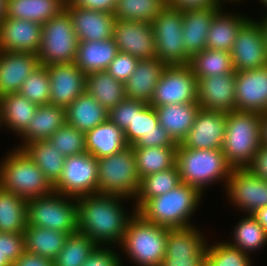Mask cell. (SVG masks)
I'll list each match as a JSON object with an SVG mask.
<instances>
[{"label": "cell", "mask_w": 267, "mask_h": 266, "mask_svg": "<svg viewBox=\"0 0 267 266\" xmlns=\"http://www.w3.org/2000/svg\"><path fill=\"white\" fill-rule=\"evenodd\" d=\"M124 199L129 200L100 193L78 197V232L87 235L96 245L120 244L129 220L137 212L131 208L132 212L127 214L121 205Z\"/></svg>", "instance_id": "1"}, {"label": "cell", "mask_w": 267, "mask_h": 266, "mask_svg": "<svg viewBox=\"0 0 267 266\" xmlns=\"http://www.w3.org/2000/svg\"><path fill=\"white\" fill-rule=\"evenodd\" d=\"M202 197L197 188L181 182L173 190L149 199L137 213L146 221L165 228L190 227L193 226L190 219L201 204Z\"/></svg>", "instance_id": "2"}, {"label": "cell", "mask_w": 267, "mask_h": 266, "mask_svg": "<svg viewBox=\"0 0 267 266\" xmlns=\"http://www.w3.org/2000/svg\"><path fill=\"white\" fill-rule=\"evenodd\" d=\"M262 114L233 110L227 113L222 151L233 168H248L261 147Z\"/></svg>", "instance_id": "3"}, {"label": "cell", "mask_w": 267, "mask_h": 266, "mask_svg": "<svg viewBox=\"0 0 267 266\" xmlns=\"http://www.w3.org/2000/svg\"><path fill=\"white\" fill-rule=\"evenodd\" d=\"M176 165L181 182L197 188L202 194L215 181H222L225 188L233 169L222 149H190L180 143L176 149Z\"/></svg>", "instance_id": "4"}, {"label": "cell", "mask_w": 267, "mask_h": 266, "mask_svg": "<svg viewBox=\"0 0 267 266\" xmlns=\"http://www.w3.org/2000/svg\"><path fill=\"white\" fill-rule=\"evenodd\" d=\"M168 230L146 221L136 212L118 246L136 266H160L165 257Z\"/></svg>", "instance_id": "5"}, {"label": "cell", "mask_w": 267, "mask_h": 266, "mask_svg": "<svg viewBox=\"0 0 267 266\" xmlns=\"http://www.w3.org/2000/svg\"><path fill=\"white\" fill-rule=\"evenodd\" d=\"M0 162V188L29 200L54 189L41 169L22 150L15 148Z\"/></svg>", "instance_id": "6"}, {"label": "cell", "mask_w": 267, "mask_h": 266, "mask_svg": "<svg viewBox=\"0 0 267 266\" xmlns=\"http://www.w3.org/2000/svg\"><path fill=\"white\" fill-rule=\"evenodd\" d=\"M97 193L121 196L134 200L139 192L140 178L132 146L110 156L97 159Z\"/></svg>", "instance_id": "7"}, {"label": "cell", "mask_w": 267, "mask_h": 266, "mask_svg": "<svg viewBox=\"0 0 267 266\" xmlns=\"http://www.w3.org/2000/svg\"><path fill=\"white\" fill-rule=\"evenodd\" d=\"M27 225L69 234L78 232L77 198L53 191L27 200Z\"/></svg>", "instance_id": "8"}, {"label": "cell", "mask_w": 267, "mask_h": 266, "mask_svg": "<svg viewBox=\"0 0 267 266\" xmlns=\"http://www.w3.org/2000/svg\"><path fill=\"white\" fill-rule=\"evenodd\" d=\"M41 36L40 65L74 63L79 41L65 9L42 25Z\"/></svg>", "instance_id": "9"}, {"label": "cell", "mask_w": 267, "mask_h": 266, "mask_svg": "<svg viewBox=\"0 0 267 266\" xmlns=\"http://www.w3.org/2000/svg\"><path fill=\"white\" fill-rule=\"evenodd\" d=\"M156 44V58L166 66L188 65L191 55L186 51L182 12L165 6L151 23Z\"/></svg>", "instance_id": "10"}, {"label": "cell", "mask_w": 267, "mask_h": 266, "mask_svg": "<svg viewBox=\"0 0 267 266\" xmlns=\"http://www.w3.org/2000/svg\"><path fill=\"white\" fill-rule=\"evenodd\" d=\"M97 170V158L88 152L65 157L61 177L53 189L73 198L97 193Z\"/></svg>", "instance_id": "11"}, {"label": "cell", "mask_w": 267, "mask_h": 266, "mask_svg": "<svg viewBox=\"0 0 267 266\" xmlns=\"http://www.w3.org/2000/svg\"><path fill=\"white\" fill-rule=\"evenodd\" d=\"M196 226L169 229L160 266H205L207 240Z\"/></svg>", "instance_id": "12"}, {"label": "cell", "mask_w": 267, "mask_h": 266, "mask_svg": "<svg viewBox=\"0 0 267 266\" xmlns=\"http://www.w3.org/2000/svg\"><path fill=\"white\" fill-rule=\"evenodd\" d=\"M194 102H198L197 79L191 67L189 65L166 66L149 104L152 107H161Z\"/></svg>", "instance_id": "13"}, {"label": "cell", "mask_w": 267, "mask_h": 266, "mask_svg": "<svg viewBox=\"0 0 267 266\" xmlns=\"http://www.w3.org/2000/svg\"><path fill=\"white\" fill-rule=\"evenodd\" d=\"M225 187L231 205L244 214L252 215L267 206V180L249 168H233Z\"/></svg>", "instance_id": "14"}, {"label": "cell", "mask_w": 267, "mask_h": 266, "mask_svg": "<svg viewBox=\"0 0 267 266\" xmlns=\"http://www.w3.org/2000/svg\"><path fill=\"white\" fill-rule=\"evenodd\" d=\"M124 136L132 148L178 146L159 124L155 108L139 100H134V119L124 130Z\"/></svg>", "instance_id": "15"}, {"label": "cell", "mask_w": 267, "mask_h": 266, "mask_svg": "<svg viewBox=\"0 0 267 266\" xmlns=\"http://www.w3.org/2000/svg\"><path fill=\"white\" fill-rule=\"evenodd\" d=\"M230 54L235 72L267 66V49L259 20L249 18L241 26Z\"/></svg>", "instance_id": "16"}, {"label": "cell", "mask_w": 267, "mask_h": 266, "mask_svg": "<svg viewBox=\"0 0 267 266\" xmlns=\"http://www.w3.org/2000/svg\"><path fill=\"white\" fill-rule=\"evenodd\" d=\"M113 39L118 52L130 54L138 59L156 58V44L149 22L116 19Z\"/></svg>", "instance_id": "17"}, {"label": "cell", "mask_w": 267, "mask_h": 266, "mask_svg": "<svg viewBox=\"0 0 267 266\" xmlns=\"http://www.w3.org/2000/svg\"><path fill=\"white\" fill-rule=\"evenodd\" d=\"M50 81V104L66 109L86 92V74L75 63L46 66Z\"/></svg>", "instance_id": "18"}, {"label": "cell", "mask_w": 267, "mask_h": 266, "mask_svg": "<svg viewBox=\"0 0 267 266\" xmlns=\"http://www.w3.org/2000/svg\"><path fill=\"white\" fill-rule=\"evenodd\" d=\"M236 72L197 80V99L202 110L230 113L236 110Z\"/></svg>", "instance_id": "19"}, {"label": "cell", "mask_w": 267, "mask_h": 266, "mask_svg": "<svg viewBox=\"0 0 267 266\" xmlns=\"http://www.w3.org/2000/svg\"><path fill=\"white\" fill-rule=\"evenodd\" d=\"M227 113L200 109L191 130L180 143L190 149H222Z\"/></svg>", "instance_id": "20"}, {"label": "cell", "mask_w": 267, "mask_h": 266, "mask_svg": "<svg viewBox=\"0 0 267 266\" xmlns=\"http://www.w3.org/2000/svg\"><path fill=\"white\" fill-rule=\"evenodd\" d=\"M78 41H102L113 38L116 20L113 13L101 12L73 5L69 0L65 4Z\"/></svg>", "instance_id": "21"}, {"label": "cell", "mask_w": 267, "mask_h": 266, "mask_svg": "<svg viewBox=\"0 0 267 266\" xmlns=\"http://www.w3.org/2000/svg\"><path fill=\"white\" fill-rule=\"evenodd\" d=\"M42 25L29 20L5 17L0 22V51L38 54Z\"/></svg>", "instance_id": "22"}, {"label": "cell", "mask_w": 267, "mask_h": 266, "mask_svg": "<svg viewBox=\"0 0 267 266\" xmlns=\"http://www.w3.org/2000/svg\"><path fill=\"white\" fill-rule=\"evenodd\" d=\"M236 110L267 112V66L236 71Z\"/></svg>", "instance_id": "23"}, {"label": "cell", "mask_w": 267, "mask_h": 266, "mask_svg": "<svg viewBox=\"0 0 267 266\" xmlns=\"http://www.w3.org/2000/svg\"><path fill=\"white\" fill-rule=\"evenodd\" d=\"M39 65L36 54L0 51V97L18 93L24 80Z\"/></svg>", "instance_id": "24"}, {"label": "cell", "mask_w": 267, "mask_h": 266, "mask_svg": "<svg viewBox=\"0 0 267 266\" xmlns=\"http://www.w3.org/2000/svg\"><path fill=\"white\" fill-rule=\"evenodd\" d=\"M165 67L157 58L139 59L136 69L124 83L125 97L149 104Z\"/></svg>", "instance_id": "25"}, {"label": "cell", "mask_w": 267, "mask_h": 266, "mask_svg": "<svg viewBox=\"0 0 267 266\" xmlns=\"http://www.w3.org/2000/svg\"><path fill=\"white\" fill-rule=\"evenodd\" d=\"M224 6L182 12L183 41L186 51L192 56L207 48L206 38L214 15Z\"/></svg>", "instance_id": "26"}, {"label": "cell", "mask_w": 267, "mask_h": 266, "mask_svg": "<svg viewBox=\"0 0 267 266\" xmlns=\"http://www.w3.org/2000/svg\"><path fill=\"white\" fill-rule=\"evenodd\" d=\"M154 108L159 124L177 144L181 143L191 130L196 115L201 109L198 102L170 104Z\"/></svg>", "instance_id": "27"}, {"label": "cell", "mask_w": 267, "mask_h": 266, "mask_svg": "<svg viewBox=\"0 0 267 266\" xmlns=\"http://www.w3.org/2000/svg\"><path fill=\"white\" fill-rule=\"evenodd\" d=\"M66 123V109L54 104L39 105L26 130L19 136L22 149L26 144L37 140H47Z\"/></svg>", "instance_id": "28"}, {"label": "cell", "mask_w": 267, "mask_h": 266, "mask_svg": "<svg viewBox=\"0 0 267 266\" xmlns=\"http://www.w3.org/2000/svg\"><path fill=\"white\" fill-rule=\"evenodd\" d=\"M38 106L19 93L0 97V127L5 126L19 136L26 130Z\"/></svg>", "instance_id": "29"}, {"label": "cell", "mask_w": 267, "mask_h": 266, "mask_svg": "<svg viewBox=\"0 0 267 266\" xmlns=\"http://www.w3.org/2000/svg\"><path fill=\"white\" fill-rule=\"evenodd\" d=\"M223 9L225 8H221L211 21L206 45L210 49L231 52L238 30L250 17L241 13H226Z\"/></svg>", "instance_id": "30"}, {"label": "cell", "mask_w": 267, "mask_h": 266, "mask_svg": "<svg viewBox=\"0 0 267 266\" xmlns=\"http://www.w3.org/2000/svg\"><path fill=\"white\" fill-rule=\"evenodd\" d=\"M86 152L95 158L116 154L129 146L124 131L109 119L85 133Z\"/></svg>", "instance_id": "31"}, {"label": "cell", "mask_w": 267, "mask_h": 266, "mask_svg": "<svg viewBox=\"0 0 267 266\" xmlns=\"http://www.w3.org/2000/svg\"><path fill=\"white\" fill-rule=\"evenodd\" d=\"M118 53L113 38L102 41H79L74 63L87 75L107 70Z\"/></svg>", "instance_id": "32"}, {"label": "cell", "mask_w": 267, "mask_h": 266, "mask_svg": "<svg viewBox=\"0 0 267 266\" xmlns=\"http://www.w3.org/2000/svg\"><path fill=\"white\" fill-rule=\"evenodd\" d=\"M108 112L87 92L66 108V123L84 133L108 120Z\"/></svg>", "instance_id": "33"}, {"label": "cell", "mask_w": 267, "mask_h": 266, "mask_svg": "<svg viewBox=\"0 0 267 266\" xmlns=\"http://www.w3.org/2000/svg\"><path fill=\"white\" fill-rule=\"evenodd\" d=\"M67 0H6V15L13 19L29 20L41 25L64 9Z\"/></svg>", "instance_id": "34"}, {"label": "cell", "mask_w": 267, "mask_h": 266, "mask_svg": "<svg viewBox=\"0 0 267 266\" xmlns=\"http://www.w3.org/2000/svg\"><path fill=\"white\" fill-rule=\"evenodd\" d=\"M24 234L25 252L55 260L69 233L27 225Z\"/></svg>", "instance_id": "35"}, {"label": "cell", "mask_w": 267, "mask_h": 266, "mask_svg": "<svg viewBox=\"0 0 267 266\" xmlns=\"http://www.w3.org/2000/svg\"><path fill=\"white\" fill-rule=\"evenodd\" d=\"M22 150L41 169L54 186L61 177L65 156L48 140H37L26 144Z\"/></svg>", "instance_id": "36"}, {"label": "cell", "mask_w": 267, "mask_h": 266, "mask_svg": "<svg viewBox=\"0 0 267 266\" xmlns=\"http://www.w3.org/2000/svg\"><path fill=\"white\" fill-rule=\"evenodd\" d=\"M86 92L95 98L107 111L125 99V87L106 70L86 75Z\"/></svg>", "instance_id": "37"}, {"label": "cell", "mask_w": 267, "mask_h": 266, "mask_svg": "<svg viewBox=\"0 0 267 266\" xmlns=\"http://www.w3.org/2000/svg\"><path fill=\"white\" fill-rule=\"evenodd\" d=\"M27 227V200L0 188V232L24 233Z\"/></svg>", "instance_id": "38"}, {"label": "cell", "mask_w": 267, "mask_h": 266, "mask_svg": "<svg viewBox=\"0 0 267 266\" xmlns=\"http://www.w3.org/2000/svg\"><path fill=\"white\" fill-rule=\"evenodd\" d=\"M176 149L177 146L133 148L138 177L141 179L174 167Z\"/></svg>", "instance_id": "39"}, {"label": "cell", "mask_w": 267, "mask_h": 266, "mask_svg": "<svg viewBox=\"0 0 267 266\" xmlns=\"http://www.w3.org/2000/svg\"><path fill=\"white\" fill-rule=\"evenodd\" d=\"M188 65L197 80L234 72L230 52L210 48L193 54Z\"/></svg>", "instance_id": "40"}, {"label": "cell", "mask_w": 267, "mask_h": 266, "mask_svg": "<svg viewBox=\"0 0 267 266\" xmlns=\"http://www.w3.org/2000/svg\"><path fill=\"white\" fill-rule=\"evenodd\" d=\"M181 183L177 165L140 179L139 192L134 199V208L138 211L149 199L173 190ZM136 200V201H135Z\"/></svg>", "instance_id": "41"}, {"label": "cell", "mask_w": 267, "mask_h": 266, "mask_svg": "<svg viewBox=\"0 0 267 266\" xmlns=\"http://www.w3.org/2000/svg\"><path fill=\"white\" fill-rule=\"evenodd\" d=\"M245 215L234 226L232 231L234 235L231 236L233 242L227 243L246 254H250L267 245V232L253 215Z\"/></svg>", "instance_id": "42"}, {"label": "cell", "mask_w": 267, "mask_h": 266, "mask_svg": "<svg viewBox=\"0 0 267 266\" xmlns=\"http://www.w3.org/2000/svg\"><path fill=\"white\" fill-rule=\"evenodd\" d=\"M166 6V0H117L114 16L117 20L149 22Z\"/></svg>", "instance_id": "43"}, {"label": "cell", "mask_w": 267, "mask_h": 266, "mask_svg": "<svg viewBox=\"0 0 267 266\" xmlns=\"http://www.w3.org/2000/svg\"><path fill=\"white\" fill-rule=\"evenodd\" d=\"M97 245L80 232L69 234L54 266H82Z\"/></svg>", "instance_id": "44"}, {"label": "cell", "mask_w": 267, "mask_h": 266, "mask_svg": "<svg viewBox=\"0 0 267 266\" xmlns=\"http://www.w3.org/2000/svg\"><path fill=\"white\" fill-rule=\"evenodd\" d=\"M215 243V244H214ZM210 245L207 241V253L205 266H252V258L249 254L242 252L227 243L214 242ZM251 258V259H250Z\"/></svg>", "instance_id": "45"}, {"label": "cell", "mask_w": 267, "mask_h": 266, "mask_svg": "<svg viewBox=\"0 0 267 266\" xmlns=\"http://www.w3.org/2000/svg\"><path fill=\"white\" fill-rule=\"evenodd\" d=\"M18 93L37 106L49 104L50 81L47 67L39 65L37 69L24 80Z\"/></svg>", "instance_id": "46"}, {"label": "cell", "mask_w": 267, "mask_h": 266, "mask_svg": "<svg viewBox=\"0 0 267 266\" xmlns=\"http://www.w3.org/2000/svg\"><path fill=\"white\" fill-rule=\"evenodd\" d=\"M47 140L65 157L86 152L85 133L67 123Z\"/></svg>", "instance_id": "47"}, {"label": "cell", "mask_w": 267, "mask_h": 266, "mask_svg": "<svg viewBox=\"0 0 267 266\" xmlns=\"http://www.w3.org/2000/svg\"><path fill=\"white\" fill-rule=\"evenodd\" d=\"M0 251L13 265L25 252L24 234L0 232Z\"/></svg>", "instance_id": "48"}, {"label": "cell", "mask_w": 267, "mask_h": 266, "mask_svg": "<svg viewBox=\"0 0 267 266\" xmlns=\"http://www.w3.org/2000/svg\"><path fill=\"white\" fill-rule=\"evenodd\" d=\"M138 62V58L124 52H118L106 71L116 80L125 83L136 69Z\"/></svg>", "instance_id": "49"}, {"label": "cell", "mask_w": 267, "mask_h": 266, "mask_svg": "<svg viewBox=\"0 0 267 266\" xmlns=\"http://www.w3.org/2000/svg\"><path fill=\"white\" fill-rule=\"evenodd\" d=\"M114 248L97 245L82 266H123L119 251L116 252Z\"/></svg>", "instance_id": "50"}, {"label": "cell", "mask_w": 267, "mask_h": 266, "mask_svg": "<svg viewBox=\"0 0 267 266\" xmlns=\"http://www.w3.org/2000/svg\"><path fill=\"white\" fill-rule=\"evenodd\" d=\"M108 119L124 131L134 119V99L120 101L108 112Z\"/></svg>", "instance_id": "51"}, {"label": "cell", "mask_w": 267, "mask_h": 266, "mask_svg": "<svg viewBox=\"0 0 267 266\" xmlns=\"http://www.w3.org/2000/svg\"><path fill=\"white\" fill-rule=\"evenodd\" d=\"M166 5L181 12L223 6L219 0H166Z\"/></svg>", "instance_id": "52"}, {"label": "cell", "mask_w": 267, "mask_h": 266, "mask_svg": "<svg viewBox=\"0 0 267 266\" xmlns=\"http://www.w3.org/2000/svg\"><path fill=\"white\" fill-rule=\"evenodd\" d=\"M73 5L83 8L114 13L117 0H69Z\"/></svg>", "instance_id": "53"}, {"label": "cell", "mask_w": 267, "mask_h": 266, "mask_svg": "<svg viewBox=\"0 0 267 266\" xmlns=\"http://www.w3.org/2000/svg\"><path fill=\"white\" fill-rule=\"evenodd\" d=\"M248 168L255 175L267 180V146L261 145L252 164Z\"/></svg>", "instance_id": "54"}, {"label": "cell", "mask_w": 267, "mask_h": 266, "mask_svg": "<svg viewBox=\"0 0 267 266\" xmlns=\"http://www.w3.org/2000/svg\"><path fill=\"white\" fill-rule=\"evenodd\" d=\"M13 266H54V261L39 255L24 252Z\"/></svg>", "instance_id": "55"}, {"label": "cell", "mask_w": 267, "mask_h": 266, "mask_svg": "<svg viewBox=\"0 0 267 266\" xmlns=\"http://www.w3.org/2000/svg\"><path fill=\"white\" fill-rule=\"evenodd\" d=\"M267 232V206L252 214Z\"/></svg>", "instance_id": "56"}, {"label": "cell", "mask_w": 267, "mask_h": 266, "mask_svg": "<svg viewBox=\"0 0 267 266\" xmlns=\"http://www.w3.org/2000/svg\"><path fill=\"white\" fill-rule=\"evenodd\" d=\"M261 144L267 146V112L262 114L261 122Z\"/></svg>", "instance_id": "57"}, {"label": "cell", "mask_w": 267, "mask_h": 266, "mask_svg": "<svg viewBox=\"0 0 267 266\" xmlns=\"http://www.w3.org/2000/svg\"><path fill=\"white\" fill-rule=\"evenodd\" d=\"M259 22L261 24L263 34H264V39H265V45L267 49V14L264 15L261 19L259 18Z\"/></svg>", "instance_id": "58"}, {"label": "cell", "mask_w": 267, "mask_h": 266, "mask_svg": "<svg viewBox=\"0 0 267 266\" xmlns=\"http://www.w3.org/2000/svg\"><path fill=\"white\" fill-rule=\"evenodd\" d=\"M6 15V0H0V22L5 18Z\"/></svg>", "instance_id": "59"}, {"label": "cell", "mask_w": 267, "mask_h": 266, "mask_svg": "<svg viewBox=\"0 0 267 266\" xmlns=\"http://www.w3.org/2000/svg\"><path fill=\"white\" fill-rule=\"evenodd\" d=\"M12 264L4 257H2L1 251H0V266H11Z\"/></svg>", "instance_id": "60"}, {"label": "cell", "mask_w": 267, "mask_h": 266, "mask_svg": "<svg viewBox=\"0 0 267 266\" xmlns=\"http://www.w3.org/2000/svg\"><path fill=\"white\" fill-rule=\"evenodd\" d=\"M222 4H225V2L226 1H228V2H230V3H232V2H234V3H236L237 1H239V3L242 1V0H219ZM224 2V3H223Z\"/></svg>", "instance_id": "61"}, {"label": "cell", "mask_w": 267, "mask_h": 266, "mask_svg": "<svg viewBox=\"0 0 267 266\" xmlns=\"http://www.w3.org/2000/svg\"><path fill=\"white\" fill-rule=\"evenodd\" d=\"M260 4L267 8V0H259ZM267 10V9H266Z\"/></svg>", "instance_id": "62"}]
</instances>
